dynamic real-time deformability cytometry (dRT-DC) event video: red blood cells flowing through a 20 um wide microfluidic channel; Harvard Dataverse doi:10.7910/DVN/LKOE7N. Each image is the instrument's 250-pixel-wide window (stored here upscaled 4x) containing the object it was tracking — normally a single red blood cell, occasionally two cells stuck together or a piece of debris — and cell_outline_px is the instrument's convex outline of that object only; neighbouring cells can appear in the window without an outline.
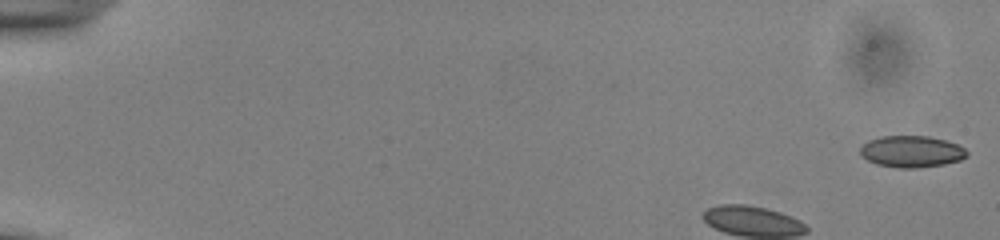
{"species": "common noctule bat (a hibernating species)", "species_latin": "Nyctalus noctula", "temperature_condition": "cold", "stored_images_in_passage": 27, "camera_frame_rate_fps": 3000, "um_per_image_px": 0.085, "animal": {"sex": "male", "body_mass_g": 13.0, "forearm_length_mm": 53.1}, "frame": {"image": 1, "passage_image": 1, "time_ms": 0.0, "image_size_px": [1000, 240], "cell_outline_px": [[968, 156], [960, 160], [944, 164], [916, 168], [900, 168], [876, 164], [860, 156], [860, 148], [868, 140], [880, 136], [928, 136], [944, 140], [956, 144], [964, 148], [968, 152]], "centroid_in_image_um": [77.46, 12.88], "position_along_channel_um": 7.5, "area_um2": 19.65}}
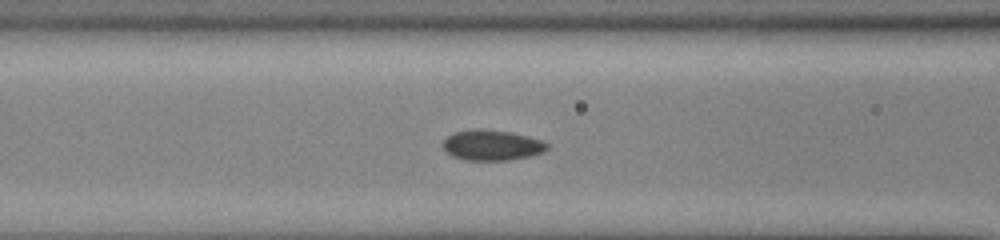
{"frame": {"image": 2, "passage_image": 18, "time_ms": 5.667, "image_size_px": [1000, 240], "cell_outline_px": [[548, 148], [544, 152], [528, 156], [508, 160], [464, 160], [452, 156], [440, 144], [452, 132], [508, 132], [528, 136], [540, 140], [548, 144]], "centroid_in_image_um": [41.82, 12.39], "position_along_channel_um": 124.8, "area_um2": 17.63}}
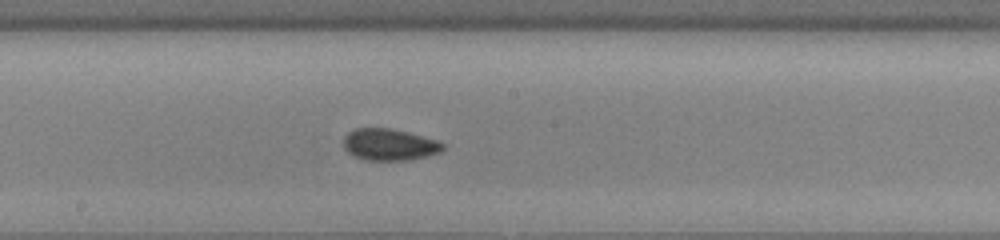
{"frame": {"image": 3, "passage_image": 25, "time_ms": 8.0, "image_size_px": [1000, 240], "cell_outline_px": [[444, 148], [440, 152], [428, 156], [408, 160], [364, 160], [352, 156], [344, 148], [344, 136], [352, 128], [392, 128], [408, 132], [436, 140], [444, 144]], "centroid_in_image_um": [33.07, 12.29], "position_along_channel_um": 215.1, "area_um2": 18.5}}